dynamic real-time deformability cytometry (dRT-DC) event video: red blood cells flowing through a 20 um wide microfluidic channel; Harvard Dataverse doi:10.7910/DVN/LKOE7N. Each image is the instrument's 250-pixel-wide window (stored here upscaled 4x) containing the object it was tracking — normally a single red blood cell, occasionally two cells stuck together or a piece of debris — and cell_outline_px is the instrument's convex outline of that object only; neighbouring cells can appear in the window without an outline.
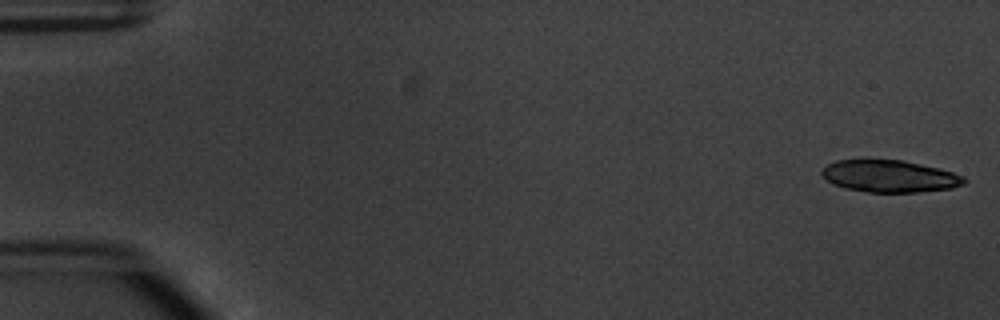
{"species": "common noctule bat (a hibernating species)", "species_latin": "Nyctalus noctula", "temperature_condition": "warm", "stored_images_in_passage": 53, "camera_frame_rate_fps": 3000, "um_per_image_px": 0.085, "animal": {"sex": "male", "body_mass_g": 20.1, "forearm_length_mm": 53.5}, "frame": {"image": 1, "passage_image": 1, "time_ms": 0.0, "image_size_px": [1000, 320], "cell_outline_px": [[968, 180], [964, 184], [952, 188], [916, 192], [868, 192], [844, 188], [828, 180], [820, 172], [828, 164], [836, 160], [900, 160], [920, 164], [952, 172], [964, 176]], "centroid_in_image_um": [75.64, 14.98], "position_along_channel_um": 9.4, "area_um2": 26.24}}
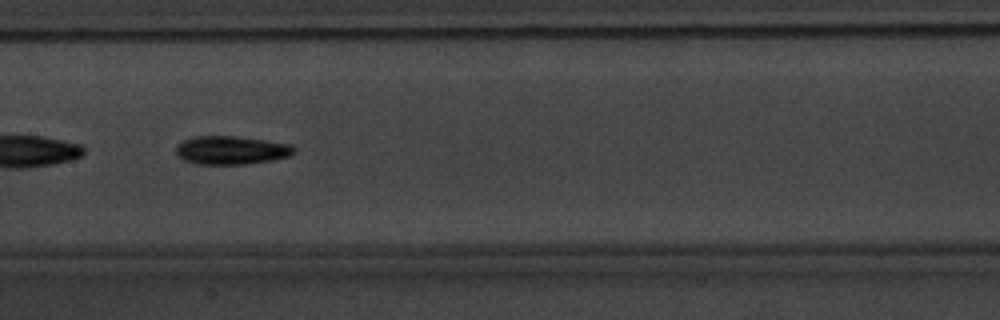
{"frame": {"image": 2, "passage_image": 27, "time_ms": 8.667, "image_size_px": [1000, 320], "cell_outline_px": [[296, 152], [288, 156], [272, 160], [244, 164], [200, 164], [184, 160], [176, 156], [176, 144], [192, 136], [236, 136], [292, 144], [296, 148]], "centroid_in_image_um": [19.64, 12.76], "position_along_channel_um": 187.8, "area_um2": 19.65}}
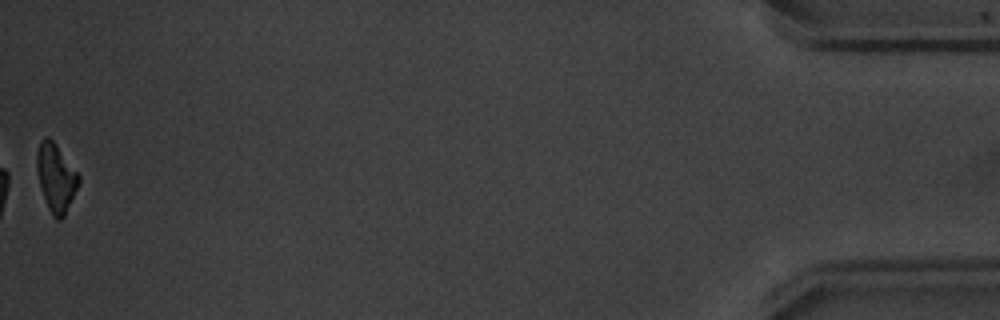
{"frame": {"image": 3, "passage_image": 53, "time_ms": 17.333, "image_size_px": [1000, 320], "cell_outline_px": [[80, 180], [64, 216], [60, 220], [56, 220], [52, 216], [48, 208], [40, 184], [36, 168], [36, 152], [40, 140], [44, 136], [48, 136], [56, 144], [80, 176]], "centroid_in_image_um": [4.73, 15.07], "position_along_channel_um": 430.5, "area_um2": 16.42}, "authors_computed_cell_mechanics": {"area_um2": 18.6694, "velocity_mm_per_s": 3.8369, "shape_relaxation_time_tau1_ms": 3.1509, "shape_relaxation_time_tau2_ms": null, "deformation_change_tau1": 0.1341, "deformation_change_tau2": null}}